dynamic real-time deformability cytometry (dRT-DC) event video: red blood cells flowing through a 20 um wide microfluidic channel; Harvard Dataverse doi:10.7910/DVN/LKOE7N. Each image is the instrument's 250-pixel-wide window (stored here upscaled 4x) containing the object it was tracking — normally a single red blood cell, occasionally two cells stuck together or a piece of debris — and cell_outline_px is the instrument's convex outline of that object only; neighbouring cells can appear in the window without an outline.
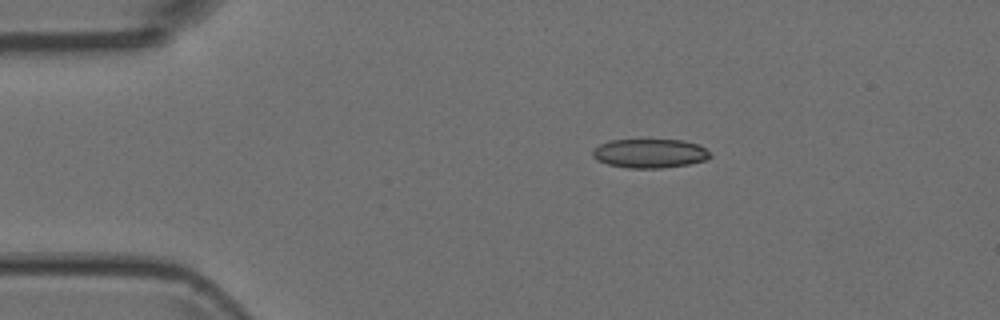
{"species": "Egyptian fruit bat (a non-hibernating species)", "species_latin": "Rousettus aegyptiacus", "temperature_condition": "room temperature", "stored_images_in_passage": 5, "camera_frame_rate_fps": 3000, "um_per_image_px": 0.085, "animal": {"sex": "female"}, "frame": {"image": 1, "passage_image": 5, "time_ms": 1.333, "image_size_px": [1000, 320], "cell_outline_px": [[712, 156], [708, 160], [688, 164], [660, 168], [628, 168], [608, 164], [596, 160], [592, 156], [592, 152], [600, 144], [608, 140], [684, 140], [700, 144]], "centroid_in_image_um": [55.25, 13.03], "position_along_channel_um": 29.8, "area_um2": 19.94}}